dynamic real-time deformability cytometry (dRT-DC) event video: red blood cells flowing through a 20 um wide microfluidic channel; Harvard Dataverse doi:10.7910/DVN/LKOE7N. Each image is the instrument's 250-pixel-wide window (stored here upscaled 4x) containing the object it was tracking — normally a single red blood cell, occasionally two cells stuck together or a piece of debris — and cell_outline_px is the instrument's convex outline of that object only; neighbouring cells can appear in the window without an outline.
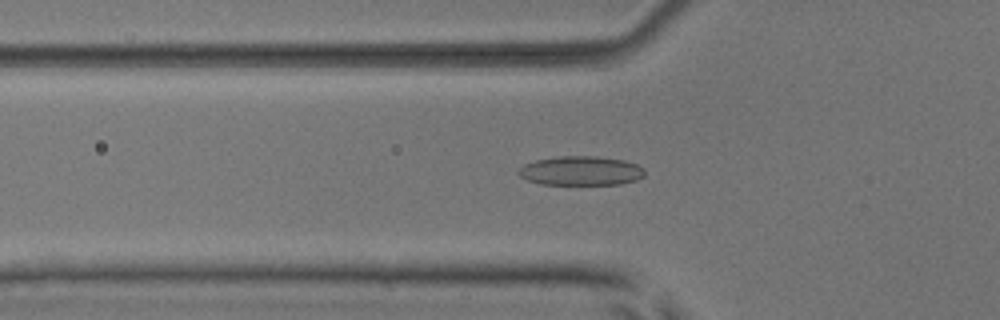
{"species": "common noctule bat (a hibernating species)", "species_latin": "Nyctalus noctula", "temperature_condition": "room temperature", "stored_images_in_passage": 41, "camera_frame_rate_fps": 3000, "um_per_image_px": 0.085, "animal": {"sex": "male", "body_mass_g": 17.9, "forearm_length_mm": 54.2}, "frame": {"image": 1, "passage_image": 12, "time_ms": 3.667, "image_size_px": [1000, 320], "cell_outline_px": [[644, 176], [636, 180], [620, 184], [540, 184], [528, 180], [520, 176], [516, 172], [524, 164], [536, 160], [560, 156], [596, 156], [624, 160], [636, 164], [644, 168]], "centroid_in_image_um": [49.37, 14.51], "position_along_channel_um": 76.4, "area_um2": 21.44}}
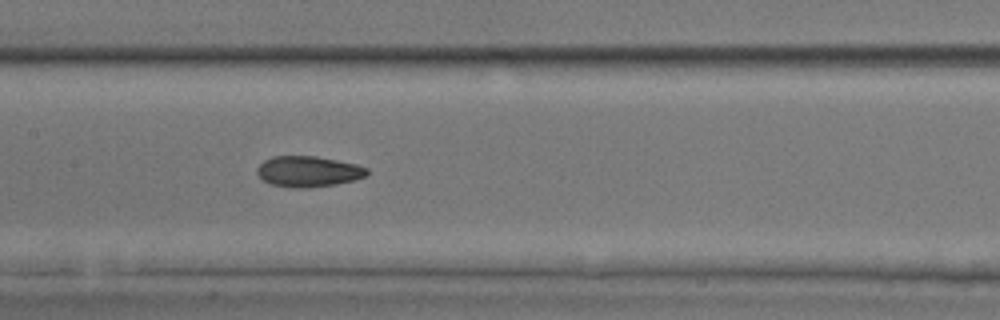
{"frame": {"image": 2, "passage_image": 20, "time_ms": 6.333, "image_size_px": [1000, 320], "cell_outline_px": [[368, 172], [364, 176], [352, 180], [332, 184], [304, 188], [296, 188], [272, 184], [264, 180], [256, 172], [256, 168], [264, 160], [272, 156], [316, 156], [356, 164], [368, 168]], "centroid_in_image_um": [26.17, 14.56], "position_along_channel_um": 181.2, "area_um2": 19.36}}
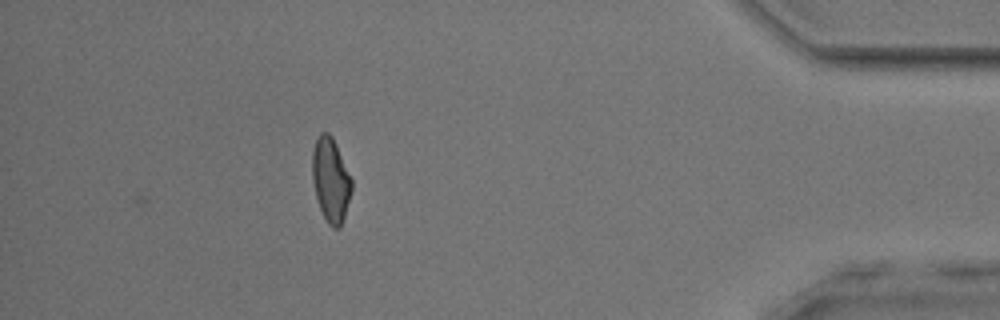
{"frame": {"image": 3, "passage_image": 41, "time_ms": 13.333, "image_size_px": [1000, 320], "cell_outline_px": [[352, 188], [344, 216], [340, 228], [332, 228], [328, 224], [320, 208], [316, 196], [312, 180], [312, 152], [316, 140], [320, 132], [328, 132], [332, 136], [336, 144], [352, 180]], "centroid_in_image_um": [28.1, 15.28], "position_along_channel_um": 407.1, "area_um2": 19.13}, "authors_computed_cell_mechanics": {"area_um2": 19.7098, "velocity_mm_per_s": 3.9167, "shape_relaxation_time_tau1_ms": 4.8184, "shape_relaxation_time_tau2_ms": 1.5356, "deformation_change_tau1": 0.1463, "deformation_change_tau2": 0.0703}}